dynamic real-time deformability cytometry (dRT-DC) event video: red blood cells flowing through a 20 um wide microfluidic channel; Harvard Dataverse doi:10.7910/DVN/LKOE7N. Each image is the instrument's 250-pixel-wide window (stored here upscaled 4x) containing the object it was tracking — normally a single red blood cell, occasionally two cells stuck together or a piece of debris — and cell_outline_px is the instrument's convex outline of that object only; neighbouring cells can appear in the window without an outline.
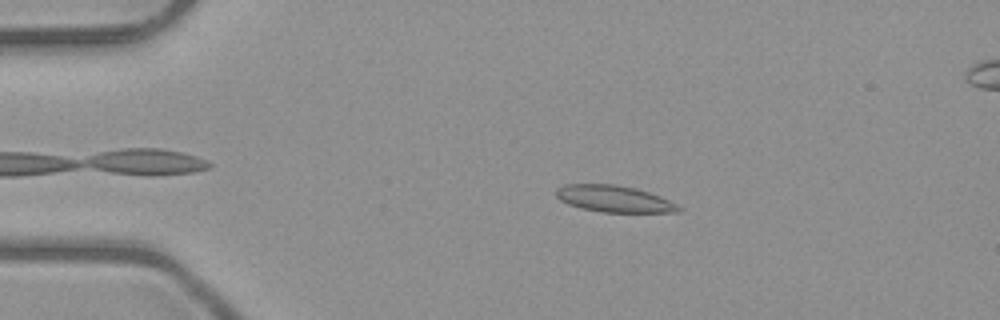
{"species": "common noctule bat (a hibernating species)", "species_latin": "Nyctalus noctula", "temperature_condition": "room temperature", "stored_images_in_passage": 44, "camera_frame_rate_fps": 3000, "um_per_image_px": 0.085, "animal": {"sex": "male", "body_mass_g": 23.1, "forearm_length_mm": 52.7}, "frame": {"image": 1, "passage_image": 10, "time_ms": 3.0, "image_size_px": [1000, 320], "cell_outline_px": [[684, 208], [680, 212], [604, 212], [580, 208], [568, 204], [560, 200], [556, 196], [556, 188], [564, 184], [616, 184], [636, 188], [660, 196]], "centroid_in_image_um": [52.19, 16.89], "position_along_channel_um": 32.8, "area_um2": 19.07}}
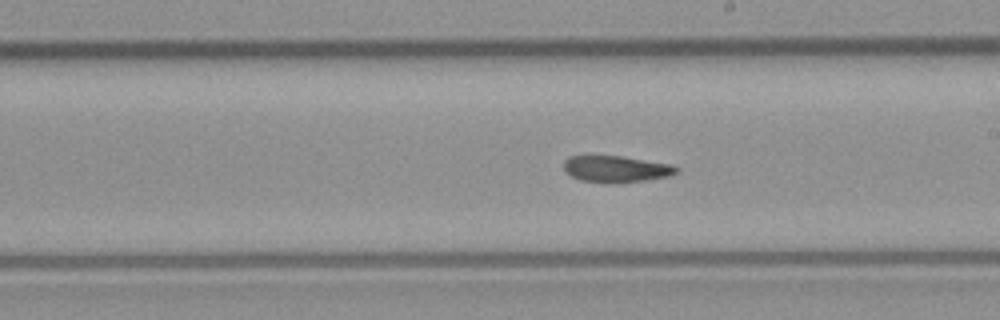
{"frame": {"image": 2, "passage_image": 29, "time_ms": 9.333, "image_size_px": [1000, 320], "cell_outline_px": [[680, 168], [676, 172], [668, 176], [644, 180], [616, 184], [580, 180], [572, 176], [564, 168], [564, 160], [568, 156], [620, 156], [672, 164]], "centroid_in_image_um": [52.37, 14.37], "position_along_channel_um": 236.6, "area_um2": 17.34}}
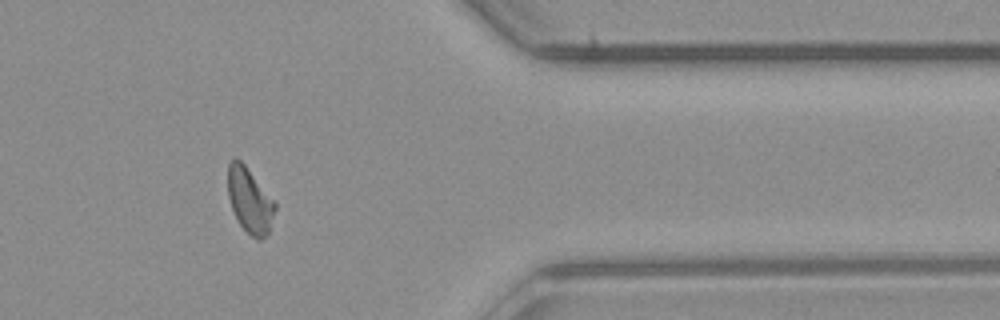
{"frame": {"image": 3, "passage_image": 42, "time_ms": 13.667, "image_size_px": [1000, 320], "cell_outline_px": [[276, 208], [268, 232], [260, 240], [256, 240], [236, 220], [228, 196], [228, 164], [232, 156], [240, 160], [244, 164], [276, 200]], "centroid_in_image_um": [21.23, 17.0], "position_along_channel_um": 390.2, "area_um2": 18.03}, "authors_computed_cell_mechanics": {"area_um2": 18.4671, "velocity_mm_per_s": 4.0154, "shape_relaxation_time_tau1_ms": null, "shape_relaxation_time_tau2_ms": 3.7115, "deformation_change_tau1": null, "deformation_change_tau2": 0.1102}}